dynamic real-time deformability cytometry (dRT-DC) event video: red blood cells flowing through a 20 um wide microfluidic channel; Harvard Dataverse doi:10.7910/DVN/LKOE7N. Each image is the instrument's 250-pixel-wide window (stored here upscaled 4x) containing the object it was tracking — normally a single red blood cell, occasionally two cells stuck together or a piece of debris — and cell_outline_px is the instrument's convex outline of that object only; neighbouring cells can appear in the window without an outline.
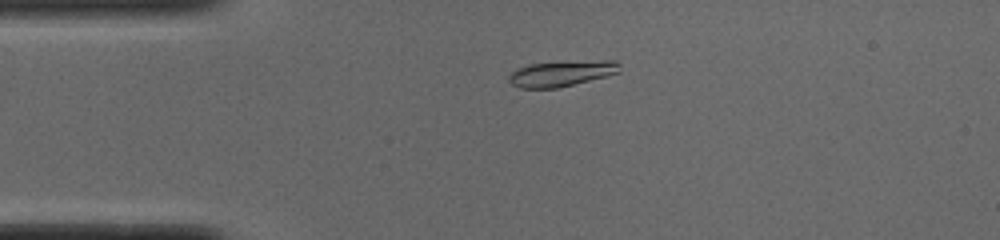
{"species": "common noctule bat (a hibernating species)", "species_latin": "Nyctalus noctula", "temperature_condition": "cold", "stored_images_in_passage": 34, "camera_frame_rate_fps": 3000, "um_per_image_px": 0.085, "animal": {"sex": "male", "body_mass_g": 19.0, "forearm_length_mm": 50.8}, "frame": {"image": 1, "passage_image": 7, "time_ms": 2.0, "image_size_px": [1000, 240], "cell_outline_px": [[612, 64], [596, 76], [568, 84], [548, 88], [532, 88], [516, 72], [524, 68], [540, 64]], "centroid_in_image_um": [47.53, 6.29], "position_along_channel_um": 37.5, "area_um2": 11.16}}
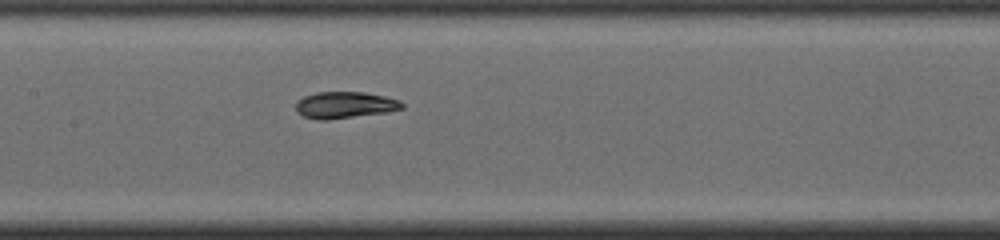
{"frame": {"image": 2, "passage_image": 20, "time_ms": 6.333, "image_size_px": [1000, 240], "cell_outline_px": [[400, 108], [344, 116], [308, 116], [300, 112], [300, 100], [308, 96], [328, 92], [356, 92], [376, 96], [392, 100], [400, 104]], "centroid_in_image_um": [29.27, 8.86], "position_along_channel_um": 178.1, "area_um2": 13.41}}
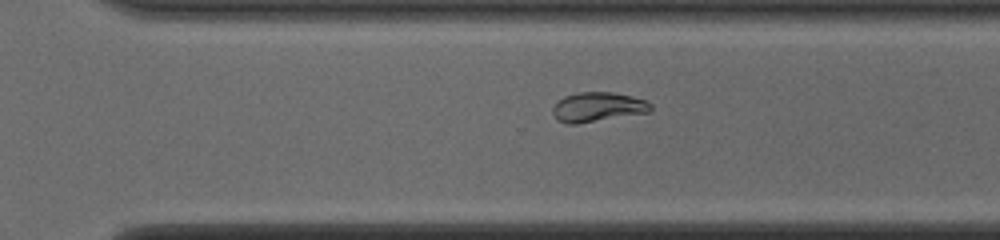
{"frame": {"image": 3, "passage_image": 31, "time_ms": 10.0, "image_size_px": [1000, 240], "cell_outline_px": [[640, 100], [632, 108], [588, 120], [564, 120], [564, 100], [568, 96], [592, 92], [600, 92], [624, 96]], "centroid_in_image_um": [50.61, 8.96], "position_along_channel_um": 320.0, "area_um2": 10.98}}